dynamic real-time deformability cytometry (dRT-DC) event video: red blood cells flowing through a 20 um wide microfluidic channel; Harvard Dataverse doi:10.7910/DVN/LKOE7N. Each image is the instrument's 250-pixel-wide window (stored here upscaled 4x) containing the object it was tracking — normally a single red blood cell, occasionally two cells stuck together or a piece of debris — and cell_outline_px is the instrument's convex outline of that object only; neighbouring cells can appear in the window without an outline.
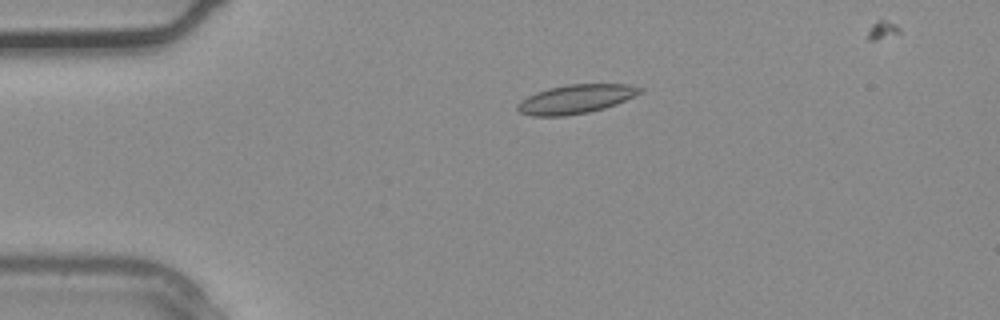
{"species": "common noctule bat (a hibernating species)", "species_latin": "Nyctalus noctula", "temperature_condition": "warm", "stored_images_in_passage": 1, "camera_frame_rate_fps": 3000, "um_per_image_px": 0.085, "animal": {"sex": "male", "body_mass_g": 20.4}, "frame": {"image": 1, "passage_image": 1, "time_ms": 0.0, "image_size_px": [1000, 320], "cell_outline_px": [[644, 88], [640, 92], [616, 104], [604, 108], [588, 112], [564, 116], [532, 116], [520, 112], [516, 108], [516, 104], [520, 100], [536, 92], [548, 88], [568, 84], [628, 84]], "centroid_in_image_um": [48.89, 8.42], "position_along_channel_um": 36.1, "area_um2": 20.52}}